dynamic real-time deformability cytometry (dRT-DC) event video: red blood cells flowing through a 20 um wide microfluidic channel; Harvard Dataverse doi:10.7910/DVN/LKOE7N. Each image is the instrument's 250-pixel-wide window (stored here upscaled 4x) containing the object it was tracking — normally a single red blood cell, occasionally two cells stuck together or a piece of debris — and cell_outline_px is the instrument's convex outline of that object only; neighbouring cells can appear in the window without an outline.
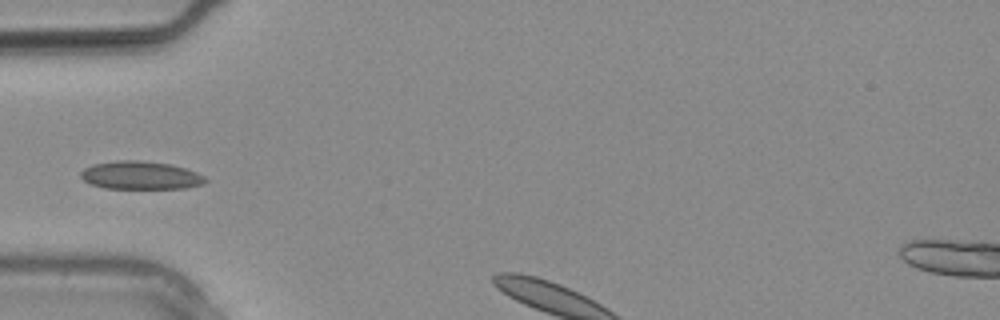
{"species": "common noctule bat (a hibernating species)", "species_latin": "Nyctalus noctula", "temperature_condition": "warm", "stored_images_in_passage": 12, "camera_frame_rate_fps": 3000, "um_per_image_px": 0.085, "animal": {"sex": "male", "body_mass_g": 20.4}, "frame": {"image": 1, "passage_image": 10, "time_ms": 3.0, "image_size_px": [1000, 320], "cell_outline_px": [[208, 180], [204, 184], [184, 188], [104, 188], [92, 184], [84, 180], [80, 176], [80, 172], [84, 168], [92, 164], [116, 160], [136, 160], [172, 164], [196, 172], [204, 176]], "centroid_in_image_um": [11.94, 14.89], "position_along_channel_um": 73.1, "area_um2": 20.4}}